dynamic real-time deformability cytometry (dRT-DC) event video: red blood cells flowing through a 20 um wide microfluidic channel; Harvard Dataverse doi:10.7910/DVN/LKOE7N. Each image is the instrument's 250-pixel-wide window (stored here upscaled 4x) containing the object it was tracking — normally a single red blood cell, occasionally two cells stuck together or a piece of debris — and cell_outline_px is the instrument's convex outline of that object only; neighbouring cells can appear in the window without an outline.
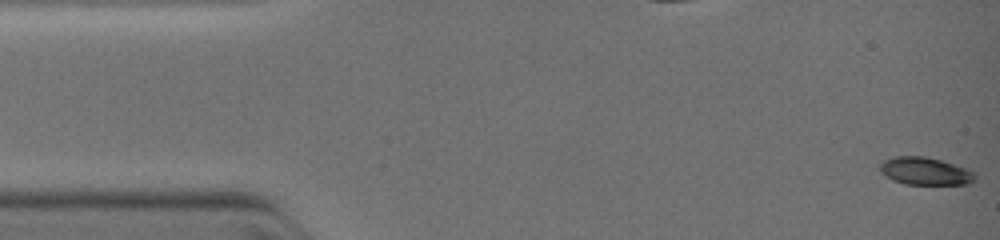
{"species": "common noctule bat (a hibernating species)", "species_latin": "Nyctalus noctula", "temperature_condition": "warm", "stored_images_in_passage": 54, "camera_frame_rate_fps": 3000, "um_per_image_px": 0.085, "animal": {"sex": "female", "body_mass_g": 19.0, "forearm_length_mm": 51.5}, "frame": {"image": 1, "passage_image": 1, "time_ms": 0.0, "image_size_px": [1000, 240], "cell_outline_px": [[976, 180], [968, 184], [904, 184], [892, 180], [880, 172], [880, 164], [884, 160], [896, 156], [924, 156], [940, 160], [968, 168], [976, 176]], "centroid_in_image_um": [78.64, 14.55], "position_along_channel_um": 6.4, "area_um2": 15.32}}
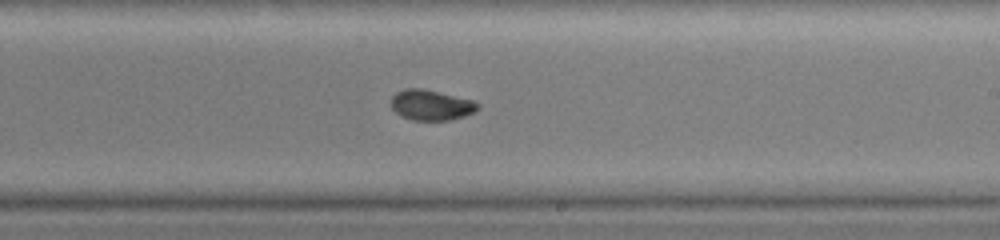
{"frame": {"image": 2, "passage_image": 36, "time_ms": 7.333, "image_size_px": [1000, 240], "cell_outline_px": [[480, 108], [476, 112], [452, 120], [412, 120], [400, 116], [392, 108], [392, 96], [396, 92], [404, 88], [424, 88], [472, 100], [480, 104]], "centroid_in_image_um": [36.66, 8.93], "position_along_channel_um": 252.3, "area_um2": 15.55}}
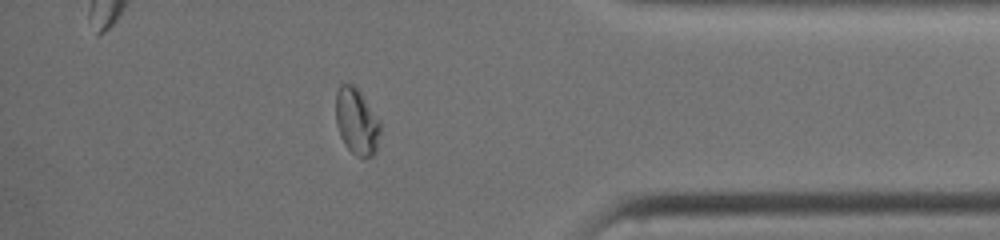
{"frame": {"image": 3, "passage_image": 52, "time_ms": 10.667, "image_size_px": [1000, 240], "cell_outline_px": [[380, 132], [376, 152], [372, 156], [364, 160], [356, 156], [344, 144], [340, 136], [336, 124], [336, 92], [340, 84], [352, 84], [360, 92], [380, 120]], "centroid_in_image_um": [30.32, 10.37], "position_along_channel_um": 404.9, "area_um2": 17.4}}